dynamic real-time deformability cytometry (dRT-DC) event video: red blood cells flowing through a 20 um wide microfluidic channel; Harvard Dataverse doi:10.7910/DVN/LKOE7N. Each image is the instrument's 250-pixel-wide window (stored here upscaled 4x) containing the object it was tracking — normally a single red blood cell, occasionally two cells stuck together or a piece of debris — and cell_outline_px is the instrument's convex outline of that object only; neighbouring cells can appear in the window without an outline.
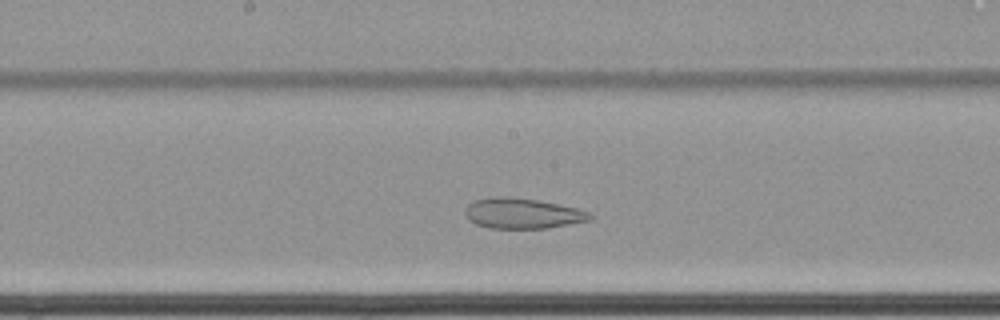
{"species": "common noctule bat (a hibernating species)", "species_latin": "Nyctalus noctula", "temperature_condition": "cold", "stored_images_in_passage": 50, "camera_frame_rate_fps": 3000, "um_per_image_px": 0.085, "animal": {"sex": "female", "body_mass_g": 22.7, "forearm_length_mm": 54.2}, "frame": {"image": 1, "passage_image": 25, "time_ms": 8.0, "image_size_px": [1000, 320], "cell_outline_px": [[596, 216], [592, 220], [548, 228], [488, 228], [476, 224], [468, 220], [464, 216], [464, 208], [468, 204], [476, 200], [492, 196], [500, 196], [536, 200], [576, 208], [592, 212]], "centroid_in_image_um": [44.41, 18.15], "position_along_channel_um": 203.8, "area_um2": 22.31}}
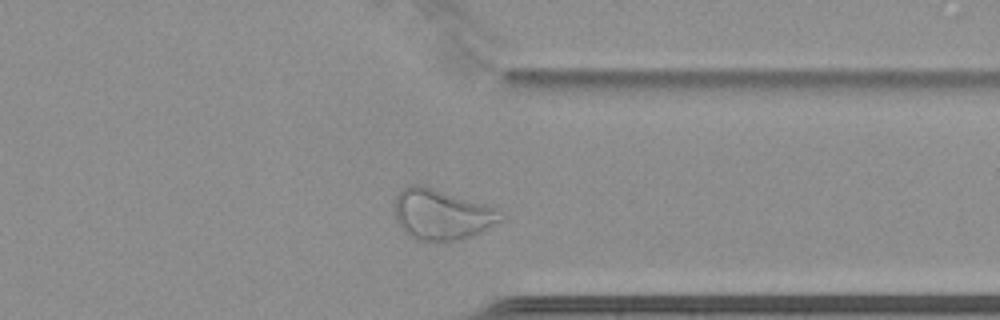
{"frame": {"image": 2, "passage_image": 40, "time_ms": 13.0, "image_size_px": [1000, 320], "cell_outline_px": [[500, 220], [468, 236], [456, 240], [412, 240], [400, 228], [396, 220], [396, 196], [404, 188], [412, 184], [420, 184], [500, 208]], "centroid_in_image_um": [37.48, 18.21], "position_along_channel_um": 373.9, "area_um2": 30.63}}
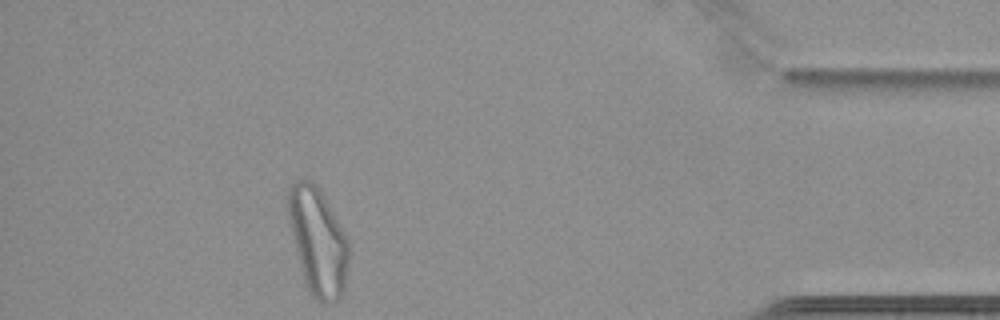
{"frame": {"image": 3, "passage_image": 47, "time_ms": 15.333, "image_size_px": [1000, 320], "cell_outline_px": [[348, 264], [344, 288], [340, 296], [332, 304], [324, 304], [316, 300], [312, 296], [304, 284], [296, 252], [288, 216], [288, 188], [296, 180], [312, 180], [328, 204], [344, 232], [348, 240]], "centroid_in_image_um": [27.01, 20.57], "position_along_channel_um": 408.2, "area_um2": 37.51}, "authors_computed_cell_mechanics": {"area_um2": 29.189, "velocity_mm_per_s": 3.3974, "shape_relaxation_time_tau1_ms": null, "shape_relaxation_time_tau2_ms": 1.7649, "deformation_change_tau1": null, "deformation_change_tau2": 0.0658}}